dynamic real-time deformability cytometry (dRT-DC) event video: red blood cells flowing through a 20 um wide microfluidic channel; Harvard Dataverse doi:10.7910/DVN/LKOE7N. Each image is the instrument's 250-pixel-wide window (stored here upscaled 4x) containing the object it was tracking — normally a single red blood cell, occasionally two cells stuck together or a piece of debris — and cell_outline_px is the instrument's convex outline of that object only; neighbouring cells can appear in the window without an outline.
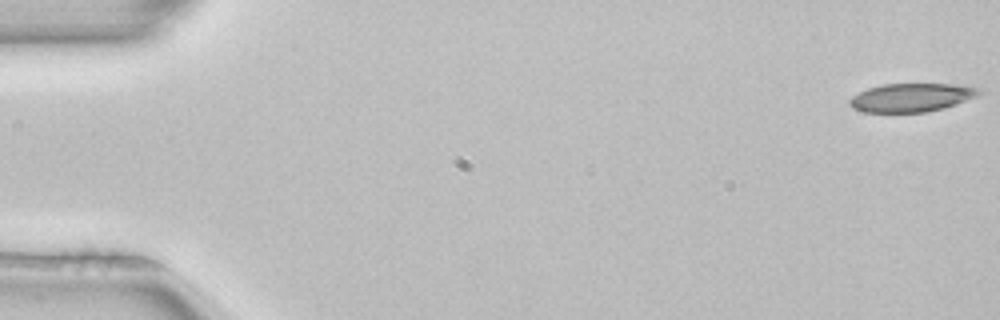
{"species": "common noctule bat (a hibernating species)", "species_latin": "Nyctalus noctula", "temperature_condition": "room temperature", "stored_images_in_passage": 3, "camera_frame_rate_fps": 3000, "um_per_image_px": 0.085, "animal": {"sex": "female", "body_mass_g": 22.7, "forearm_length_mm": 54.2}, "frame": {"image": 1, "passage_image": 1, "time_ms": 0.0, "image_size_px": [1000, 320], "cell_outline_px": [[984, 92], [976, 96], [956, 104], [944, 108], [928, 112], [864, 112], [852, 108], [848, 104], [848, 100], [852, 96], [868, 88], [880, 84], [948, 84], [984, 88]], "centroid_in_image_um": [77.47, 8.29], "position_along_channel_um": 7.5, "area_um2": 21.62}}